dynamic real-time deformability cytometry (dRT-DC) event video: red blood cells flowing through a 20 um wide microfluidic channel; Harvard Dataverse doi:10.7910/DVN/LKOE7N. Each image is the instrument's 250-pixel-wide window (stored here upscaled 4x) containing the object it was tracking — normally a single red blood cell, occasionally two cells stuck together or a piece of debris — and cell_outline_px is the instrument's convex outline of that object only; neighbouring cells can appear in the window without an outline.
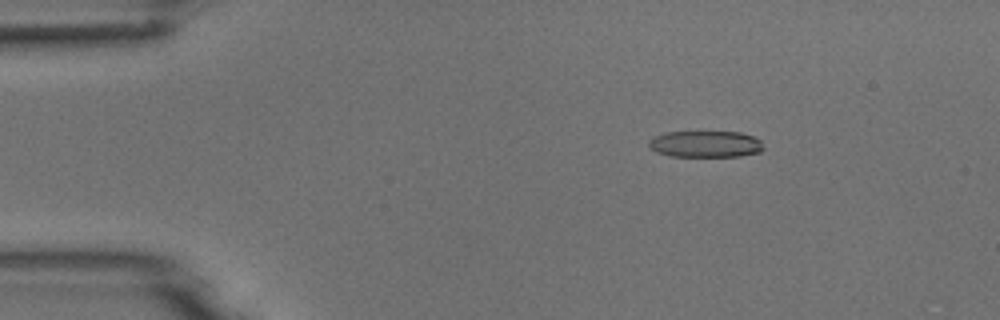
{"species": "common noctule bat (a hibernating species)", "species_latin": "Nyctalus noctula", "temperature_condition": "room temperature", "stored_images_in_passage": 4, "camera_frame_rate_fps": 3000, "um_per_image_px": 0.085, "animal": {"sex": "male", "body_mass_g": 18.8}, "frame": {"image": 1, "passage_image": 2, "time_ms": 0.333, "image_size_px": [1000, 320], "cell_outline_px": [[764, 148], [760, 152], [740, 156], [672, 156], [656, 152], [648, 148], [648, 140], [656, 136], [668, 132], [740, 132], [752, 136], [760, 140]], "centroid_in_image_um": [59.95, 12.25], "position_along_channel_um": 25.0, "area_um2": 17.69}}
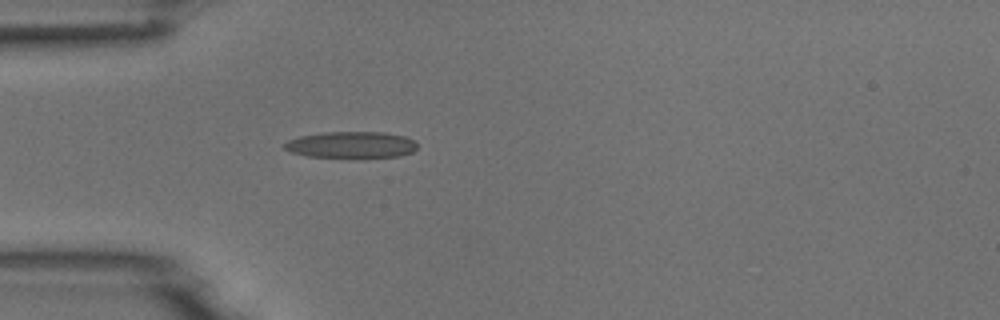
{"frame": {"image": 2, "passage_image": 4, "time_ms": 1.0, "image_size_px": [1000, 320], "cell_outline_px": [[416, 148], [412, 152], [400, 156], [364, 160], [352, 160], [308, 156], [292, 152], [284, 148], [284, 144], [288, 140], [300, 136], [324, 132], [384, 132], [404, 136], [416, 140]], "centroid_in_image_um": [29.9, 12.36], "position_along_channel_um": 55.1, "area_um2": 21.5}}